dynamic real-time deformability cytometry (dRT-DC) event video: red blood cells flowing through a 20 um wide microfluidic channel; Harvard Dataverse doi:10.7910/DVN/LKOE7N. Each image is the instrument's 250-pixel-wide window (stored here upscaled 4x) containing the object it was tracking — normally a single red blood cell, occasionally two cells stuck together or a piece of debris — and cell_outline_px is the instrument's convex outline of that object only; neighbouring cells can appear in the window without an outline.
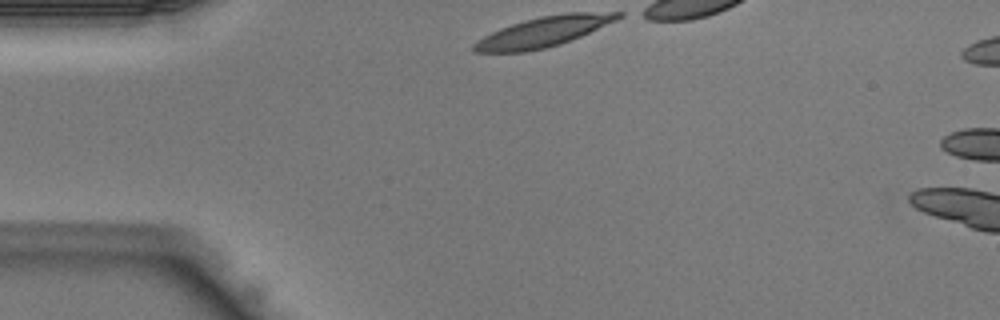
{"species": "Egyptian fruit bat (a non-hibernating species)", "species_latin": "Rousettus aegyptiacus", "temperature_condition": "warm", "stored_images_in_passage": 10, "camera_frame_rate_fps": 3000, "um_per_image_px": 0.085, "animal": {"sex": "male"}, "frame": {"image": 1, "passage_image": 1, "time_ms": 0.0, "image_size_px": [1000, 320], "cell_outline_px": [[624, 16], [616, 20], [580, 36], [544, 48], [528, 52], [472, 52], [472, 44], [476, 40], [500, 28], [524, 20], [540, 16], [568, 12], [624, 12]], "centroid_in_image_um": [46.16, 2.69], "position_along_channel_um": 38.8, "area_um2": 25.03}}
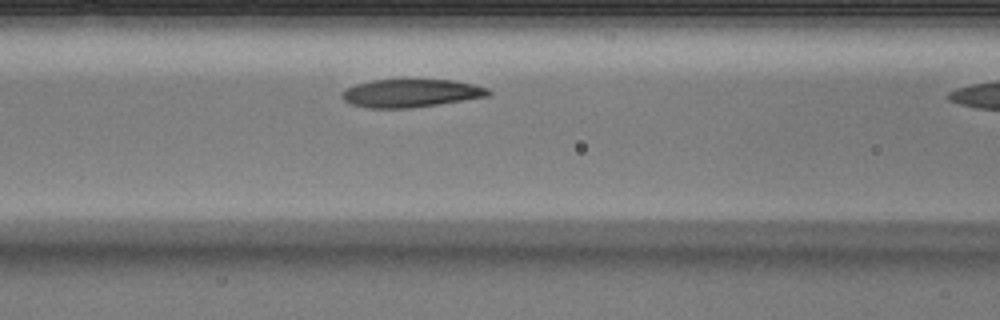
{"frame": {"image": 2, "passage_image": 9, "time_ms": 2.667, "image_size_px": [1000, 320], "cell_outline_px": [[492, 92], [488, 96], [464, 100], [412, 108], [364, 108], [352, 104], [344, 100], [344, 92], [348, 88], [356, 84], [372, 80], [452, 80], [472, 84], [488, 88]], "centroid_in_image_um": [34.95, 7.92], "position_along_channel_um": 131.6, "area_um2": 23.64}}